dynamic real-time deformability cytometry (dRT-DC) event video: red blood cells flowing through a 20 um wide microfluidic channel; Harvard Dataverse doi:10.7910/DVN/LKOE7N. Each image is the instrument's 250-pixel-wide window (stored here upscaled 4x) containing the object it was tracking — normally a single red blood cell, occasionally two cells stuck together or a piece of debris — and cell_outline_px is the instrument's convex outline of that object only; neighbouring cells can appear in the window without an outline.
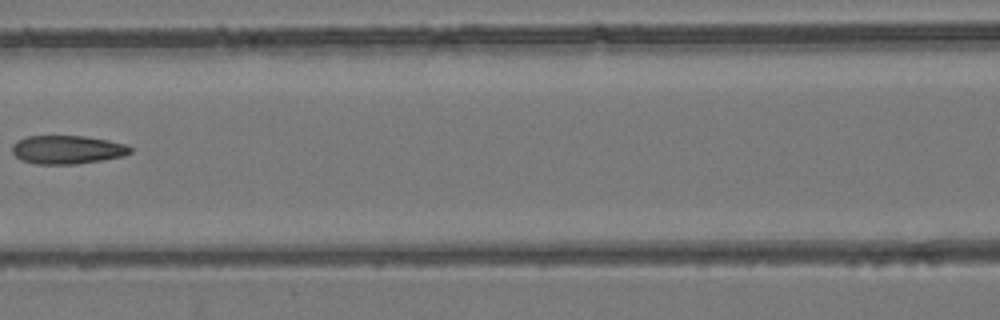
{"species": "common noctule bat (a hibernating species)", "species_latin": "Nyctalus noctula", "temperature_condition": "room temperature", "stored_images_in_passage": 4, "camera_frame_rate_fps": 3000, "um_per_image_px": 0.085, "animal": {"sex": "female", "body_mass_g": 24.6, "forearm_length_mm": 56.2}, "frame": {"image": 1, "passage_image": 3, "time_ms": 2.333, "image_size_px": [1000, 320], "cell_outline_px": [[132, 152], [124, 156], [104, 160], [76, 164], [36, 164], [20, 160], [12, 152], [12, 144], [16, 140], [28, 136], [84, 136], [108, 140], [124, 144], [132, 148]], "centroid_in_image_um": [5.71, 12.72], "position_along_channel_um": 160.9, "area_um2": 19.77}}
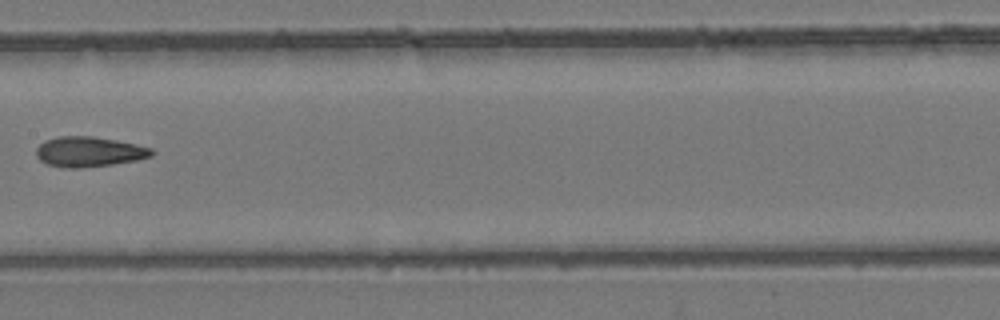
{"frame": {"image": 2, "passage_image": 4, "time_ms": 3.333, "image_size_px": [1000, 320], "cell_outline_px": [[156, 152], [152, 156], [136, 160], [112, 164], [80, 168], [64, 168], [48, 164], [40, 160], [36, 156], [36, 148], [44, 140], [60, 136], [92, 136], [116, 140], [136, 144], [152, 148]], "centroid_in_image_um": [7.57, 12.89], "position_along_channel_um": 199.8, "area_um2": 20.35}}